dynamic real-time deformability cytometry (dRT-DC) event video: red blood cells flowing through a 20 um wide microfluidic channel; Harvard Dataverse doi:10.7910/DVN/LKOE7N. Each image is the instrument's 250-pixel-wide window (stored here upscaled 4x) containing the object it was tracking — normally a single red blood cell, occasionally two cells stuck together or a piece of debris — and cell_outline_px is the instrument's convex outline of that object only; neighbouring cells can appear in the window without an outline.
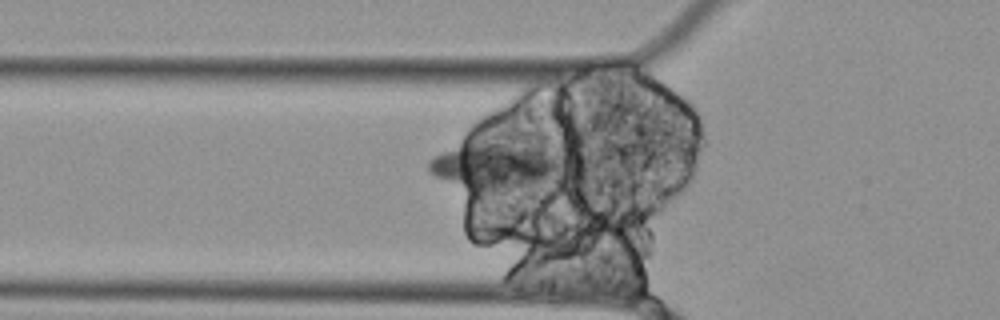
{"species": "Egyptian fruit bat (a non-hibernating species)", "species_latin": "Rousettus aegyptiacus", "temperature_condition": "cold", "stored_images_in_passage": 35, "segment_of_instrument_passage": [1, 2], "camera_frame_rate_fps": 3000, "um_per_image_px": 0.085, "animal": {"sex": "female"}, "frame": {"image": 1, "passage_image": 4, "time_ms": 1.0, "image_size_px": [1000, 320], "cell_outline_px": [[568, 164], [564, 172], [536, 192], [464, 188], [436, 176], [428, 172], [428, 160], [432, 156], [464, 136], [544, 152], [560, 156]], "centroid_in_image_um": [42.1, 14.11], "position_along_channel_um": 83.7, "area_um2": 38.78}}